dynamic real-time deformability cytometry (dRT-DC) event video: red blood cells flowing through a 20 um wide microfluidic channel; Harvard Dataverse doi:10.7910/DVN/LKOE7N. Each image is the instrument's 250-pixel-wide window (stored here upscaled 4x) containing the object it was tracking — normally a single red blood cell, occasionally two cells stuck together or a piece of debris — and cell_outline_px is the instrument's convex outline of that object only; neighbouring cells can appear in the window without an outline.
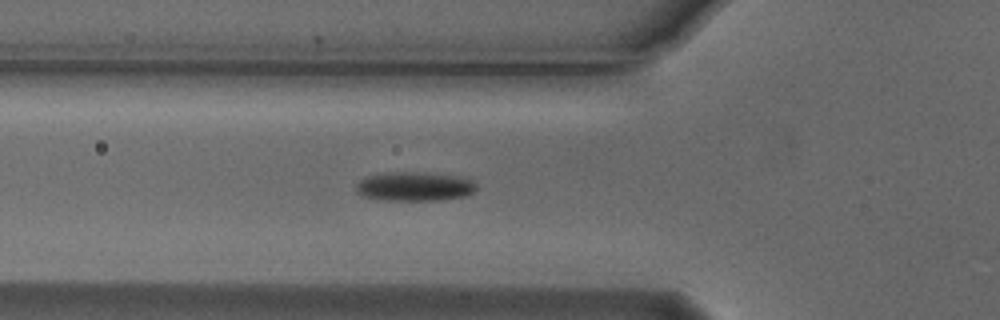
{"species": "Egyptian fruit bat (a non-hibernating species)", "species_latin": "Rousettus aegyptiacus", "temperature_condition": "cold", "stored_images_in_passage": 39, "camera_frame_rate_fps": 3000, "um_per_image_px": 0.085, "animal": {"sex": "male"}, "frame": {"image": 1, "passage_image": 4, "time_ms": 1.0, "image_size_px": [1000, 320], "cell_outline_px": [[476, 188], [472, 192], [464, 196], [440, 200], [380, 200], [364, 196], [356, 192], [356, 184], [360, 180], [368, 176], [392, 172], [412, 172], [452, 176], [472, 180], [476, 184]], "centroid_in_image_um": [35.19, 15.86], "position_along_channel_um": 90.6, "area_um2": 20.0}}
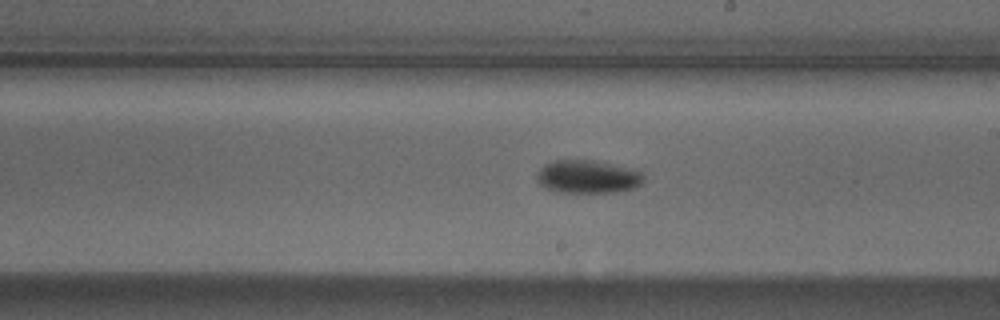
{"frame": {"image": 2, "passage_image": 16, "time_ms": 5.0, "image_size_px": [1000, 320], "cell_outline_px": [[644, 180], [636, 188], [616, 192], [556, 192], [540, 184], [536, 180], [536, 176], [540, 168], [544, 164], [556, 160], [592, 160], [632, 168], [644, 172]], "centroid_in_image_um": [49.98, 15.02], "position_along_channel_um": 239.0, "area_um2": 20.75}}
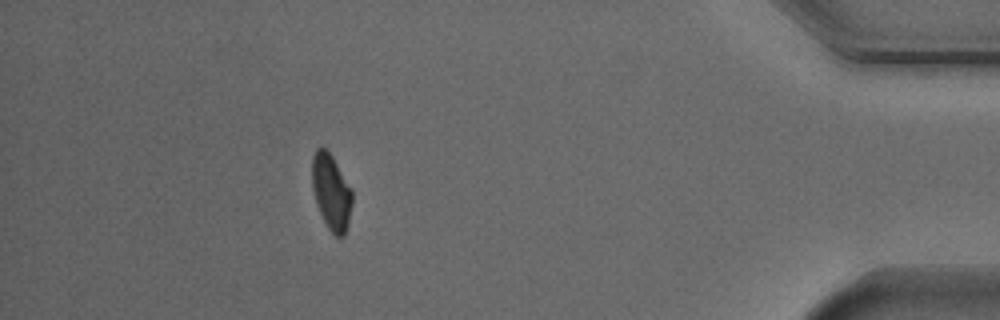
{"frame": {"image": 3, "passage_image": 34, "time_ms": 11.0, "image_size_px": [1000, 320], "cell_outline_px": [[352, 204], [348, 224], [344, 236], [336, 236], [328, 228], [316, 204], [312, 188], [312, 156], [316, 148], [324, 148], [332, 156], [352, 188]], "centroid_in_image_um": [28.16, 16.31], "position_along_channel_um": 407.0, "area_um2": 17.69}}